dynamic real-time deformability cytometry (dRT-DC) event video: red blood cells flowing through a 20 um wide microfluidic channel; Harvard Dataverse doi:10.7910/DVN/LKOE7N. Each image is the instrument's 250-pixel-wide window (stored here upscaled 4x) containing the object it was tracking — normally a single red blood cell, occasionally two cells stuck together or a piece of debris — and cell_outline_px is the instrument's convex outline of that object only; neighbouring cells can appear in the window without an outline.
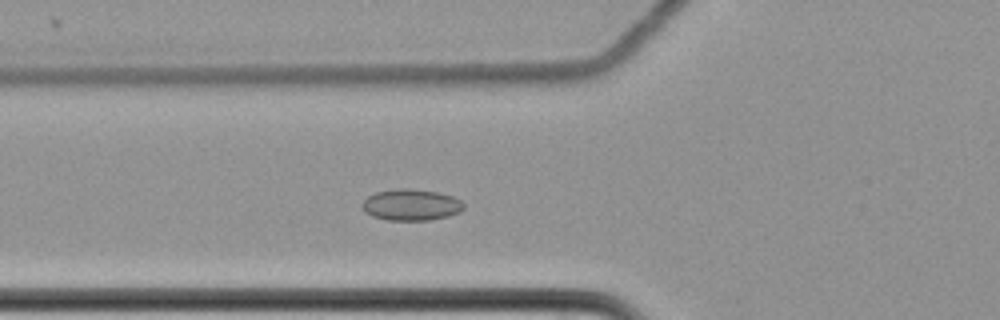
{"species": "common noctule bat (a hibernating species)", "species_latin": "Nyctalus noctula", "temperature_condition": "cold", "stored_images_in_passage": 57, "camera_frame_rate_fps": 3000, "um_per_image_px": 0.085, "animal": {"sex": "female", "body_mass_g": 22.7, "forearm_length_mm": 54.2}, "frame": {"image": 1, "passage_image": 20, "time_ms": 6.333, "image_size_px": [1000, 320], "cell_outline_px": [[464, 208], [460, 212], [448, 216], [428, 220], [388, 220], [372, 216], [364, 212], [360, 204], [368, 196], [376, 192], [400, 188], [404, 188], [436, 192], [452, 196], [460, 200], [464, 204]], "centroid_in_image_um": [34.92, 17.42], "position_along_channel_um": 90.9, "area_um2": 18.5}}
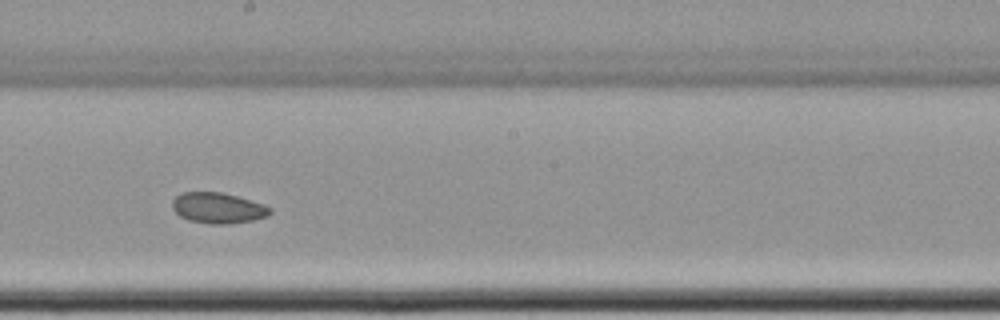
{"frame": {"image": 2, "passage_image": 32, "time_ms": 10.333, "image_size_px": [1000, 320], "cell_outline_px": [[272, 212], [268, 216], [252, 220], [228, 224], [208, 224], [188, 220], [180, 216], [172, 208], [172, 200], [176, 196], [184, 192], [220, 192], [236, 196], [264, 204], [272, 208]], "centroid_in_image_um": [18.53, 17.68], "position_along_channel_um": 229.7, "area_um2": 17.51}}
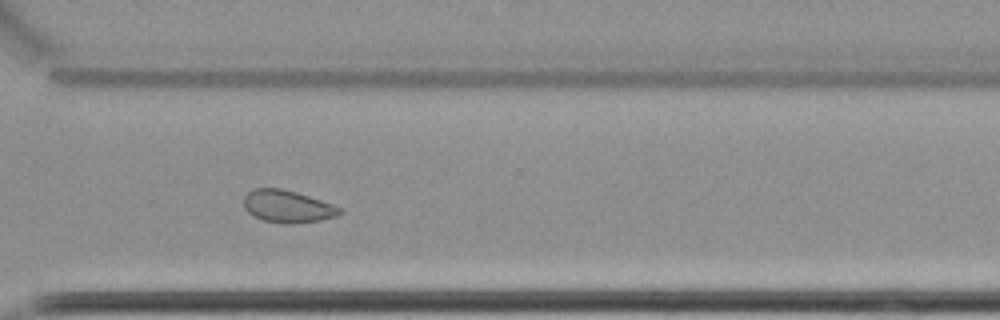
{"frame": {"image": 3, "passage_image": 42, "time_ms": 13.667, "image_size_px": [1000, 320], "cell_outline_px": [[344, 212], [336, 216], [320, 220], [296, 224], [284, 224], [264, 220], [252, 216], [244, 208], [244, 196], [248, 192], [256, 188], [280, 188], [296, 192], [332, 204], [340, 208]], "centroid_in_image_um": [24.42, 17.56], "position_along_channel_um": 346.2, "area_um2": 18.09}, "authors_computed_cell_mechanics": {"area_um2": 19.0162, "velocity_mm_per_s": 3.4775, "shape_relaxation_time_tau1_ms": null, "shape_relaxation_time_tau2_ms": 6.8841, "deformation_change_tau1": null, "deformation_change_tau2": 0.0969}}